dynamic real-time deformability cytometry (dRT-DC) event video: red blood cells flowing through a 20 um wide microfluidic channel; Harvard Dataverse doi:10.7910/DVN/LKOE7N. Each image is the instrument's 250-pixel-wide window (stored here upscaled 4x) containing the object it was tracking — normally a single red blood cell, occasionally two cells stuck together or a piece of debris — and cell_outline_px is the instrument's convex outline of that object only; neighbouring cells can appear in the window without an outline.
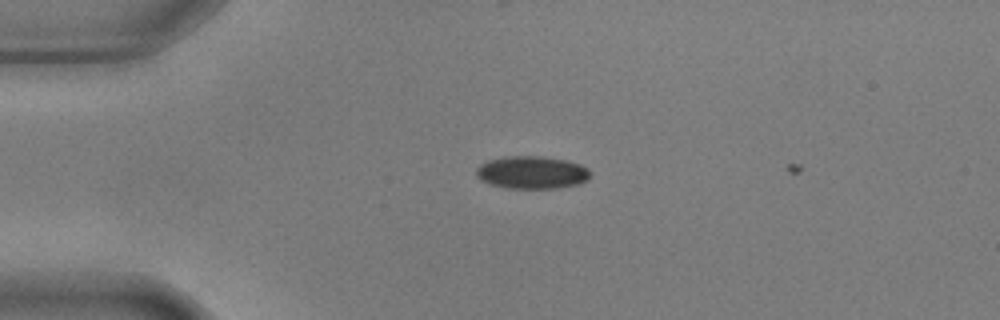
{"species": "common noctule bat (a hibernating species)", "species_latin": "Nyctalus noctula", "temperature_condition": "warm", "stored_images_in_passage": 4, "camera_frame_rate_fps": 3000, "um_per_image_px": 0.085, "animal": {"sex": "male", "body_mass_g": 17.9, "forearm_length_mm": 54.2}, "frame": {"image": 1, "passage_image": 2, "time_ms": 0.333, "image_size_px": [1000, 320], "cell_outline_px": [[592, 172], [588, 180], [580, 184], [556, 188], [504, 188], [488, 184], [480, 180], [476, 176], [476, 168], [480, 164], [488, 160], [508, 156], [540, 156], [568, 160], [580, 164], [588, 168]], "centroid_in_image_um": [45.22, 14.66], "position_along_channel_um": 39.8, "area_um2": 22.08}}